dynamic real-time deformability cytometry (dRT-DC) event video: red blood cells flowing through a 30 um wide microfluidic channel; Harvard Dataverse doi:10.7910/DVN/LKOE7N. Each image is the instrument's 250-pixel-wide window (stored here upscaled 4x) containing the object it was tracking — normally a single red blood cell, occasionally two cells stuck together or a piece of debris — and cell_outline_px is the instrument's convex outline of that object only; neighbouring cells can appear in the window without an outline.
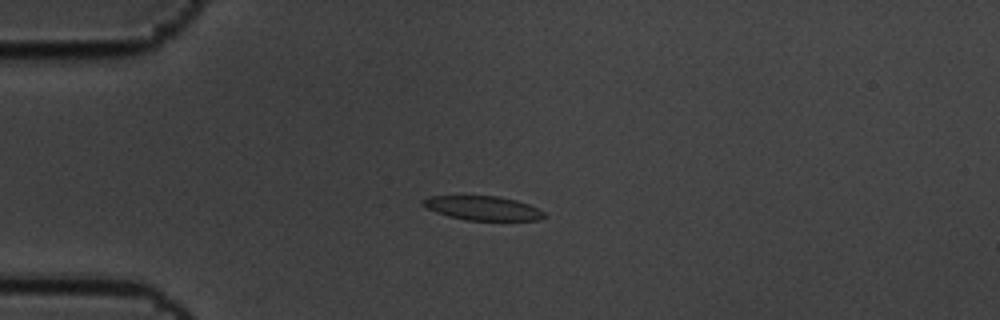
{"species": "common noctule bat (a hibernating species)", "species_latin": "Nyctalus noctula", "temperature_condition": "cold", "stored_images_in_passage": 7, "camera_frame_rate_fps": 3000, "um_per_image_px": 0.085, "animal": {"sex": "male", "body_mass_g": 19.5, "forearm_length_mm": 54.6}, "frame": {"image": 1, "passage_image": 4, "time_ms": 1.0, "image_size_px": [1000, 320], "cell_outline_px": [[548, 216], [540, 220], [464, 220], [448, 216], [424, 208], [420, 204], [420, 200], [428, 196], [496, 196], [516, 200], [528, 204], [544, 212]], "centroid_in_image_um": [40.98, 17.69], "position_along_channel_um": 44.0, "area_um2": 17.22}}
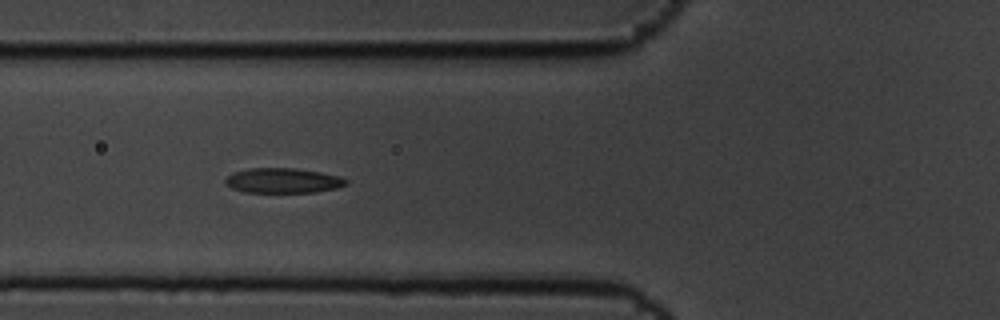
{"frame": {"image": 2, "passage_image": 6, "time_ms": 1.667, "image_size_px": [1000, 320], "cell_outline_px": [[348, 184], [336, 188], [316, 192], [244, 192], [232, 188], [224, 184], [224, 180], [232, 172], [248, 168], [296, 168], [320, 172], [340, 176], [348, 180]], "centroid_in_image_um": [24.04, 15.34], "position_along_channel_um": 101.8, "area_um2": 17.69}}
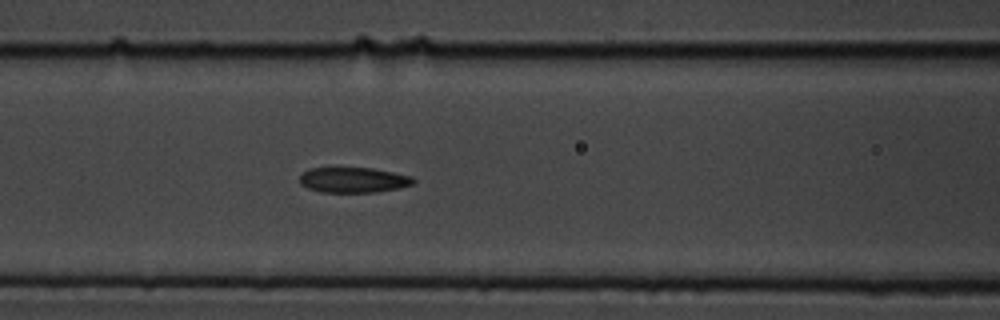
{"frame": {"image": 3, "passage_image": 7, "time_ms": 2.0, "image_size_px": [1000, 320], "cell_outline_px": [[416, 180], [412, 184], [400, 188], [376, 192], [320, 192], [308, 188], [300, 184], [300, 176], [308, 168], [372, 168], [412, 176]], "centroid_in_image_um": [30.04, 15.3], "position_along_channel_um": 136.6, "area_um2": 16.76}}